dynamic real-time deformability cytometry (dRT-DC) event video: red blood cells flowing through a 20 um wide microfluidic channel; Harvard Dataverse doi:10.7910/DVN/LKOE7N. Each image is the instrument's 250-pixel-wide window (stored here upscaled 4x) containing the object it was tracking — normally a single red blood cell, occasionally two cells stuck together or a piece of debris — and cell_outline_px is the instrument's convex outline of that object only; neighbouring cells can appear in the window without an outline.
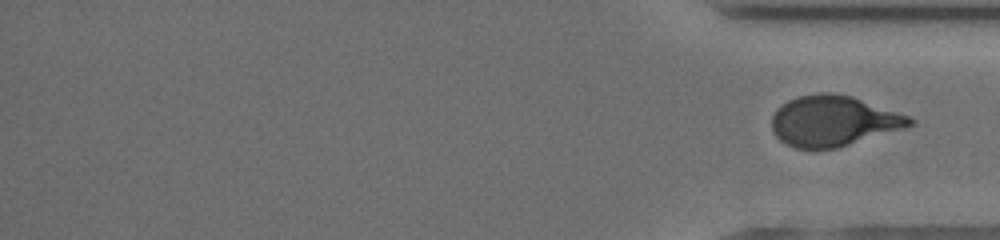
{"species": "human", "species_latin": "Homo sapiens", "temperature_condition": "cold", "stored_images_in_passage": 36, "segment_of_instrument_passage": [2, 2], "camera_frame_rate_fps": 3000, "um_per_image_px": 0.085, "donor": {"sex": "male"}, "frame": {"image": 1, "passage_image": 36, "time_ms": 11.667, "image_size_px": [1000, 240], "cell_outline_px": [[916, 124], [904, 128], [836, 148], [796, 148], [780, 140], [772, 132], [772, 116], [776, 108], [780, 104], [796, 96], [820, 92], [828, 92], [852, 96], [912, 116], [916, 120]], "centroid_in_image_um": [70.85, 10.26], "position_along_channel_um": 364.3, "area_um2": 40.86}}